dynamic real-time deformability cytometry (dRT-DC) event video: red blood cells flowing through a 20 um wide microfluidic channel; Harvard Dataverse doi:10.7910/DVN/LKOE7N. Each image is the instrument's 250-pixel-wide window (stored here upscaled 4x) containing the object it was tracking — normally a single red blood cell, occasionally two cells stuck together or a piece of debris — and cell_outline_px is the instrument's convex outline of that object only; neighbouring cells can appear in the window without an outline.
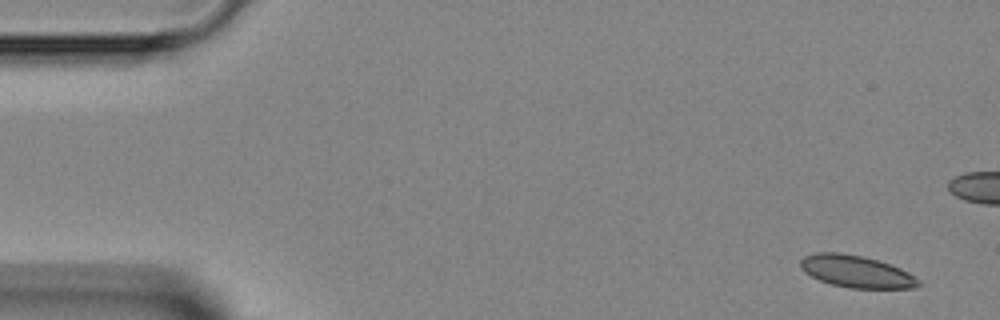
{"species": "Egyptian fruit bat (a non-hibernating species)", "species_latin": "Rousettus aegyptiacus", "temperature_condition": "room temperature", "stored_images_in_passage": 6, "camera_frame_rate_fps": 3000, "um_per_image_px": 0.085, "animal": {"sex": "female"}, "frame": {"image": 1, "passage_image": 1, "time_ms": 0.0, "image_size_px": [1000, 320], "cell_outline_px": [[920, 284], [916, 288], [848, 288], [832, 284], [820, 280], [804, 272], [800, 268], [800, 260], [804, 256], [816, 252], [840, 252], [864, 256], [900, 268], [908, 272], [920, 280]], "centroid_in_image_um": [72.76, 23.07], "position_along_channel_um": 12.2, "area_um2": 22.08}}